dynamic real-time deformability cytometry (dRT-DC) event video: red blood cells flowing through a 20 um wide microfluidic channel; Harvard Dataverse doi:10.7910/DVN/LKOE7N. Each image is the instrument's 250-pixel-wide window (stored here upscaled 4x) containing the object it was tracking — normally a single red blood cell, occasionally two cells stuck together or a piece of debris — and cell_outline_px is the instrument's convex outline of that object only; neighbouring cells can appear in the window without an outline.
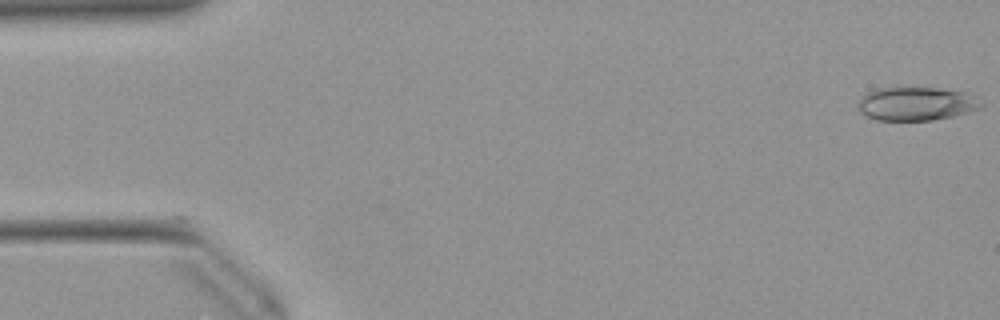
{"species": "Egyptian fruit bat (a non-hibernating species)", "species_latin": "Rousettus aegyptiacus", "temperature_condition": "warm", "stored_images_in_passage": 51, "camera_frame_rate_fps": 3000, "um_per_image_px": 0.085, "animal": {"sex": "female"}, "frame": {"image": 1, "passage_image": 1, "time_ms": 0.0, "image_size_px": [1000, 320], "cell_outline_px": [[984, 104], [980, 108], [968, 112], [952, 116], [932, 120], [876, 120], [864, 116], [856, 108], [856, 104], [860, 96], [864, 92], [876, 88], [936, 88], [964, 92], [972, 96]], "centroid_in_image_um": [77.77, 8.82], "position_along_channel_um": 7.2, "area_um2": 24.22}}
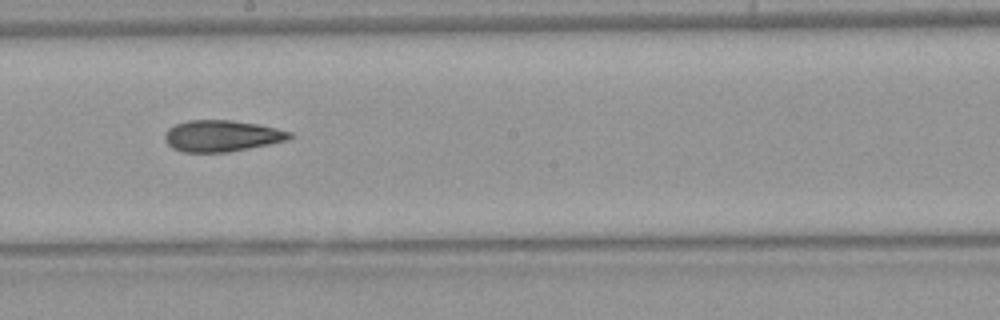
{"frame": {"image": 2, "passage_image": 28, "time_ms": 9.0, "image_size_px": [1000, 320], "cell_outline_px": [[292, 136], [288, 140], [228, 152], [184, 152], [172, 148], [168, 144], [164, 136], [168, 128], [176, 124], [188, 120], [232, 120], [256, 124], [276, 128], [292, 132]], "centroid_in_image_um": [18.84, 11.55], "position_along_channel_um": 229.4, "area_um2": 22.66}}
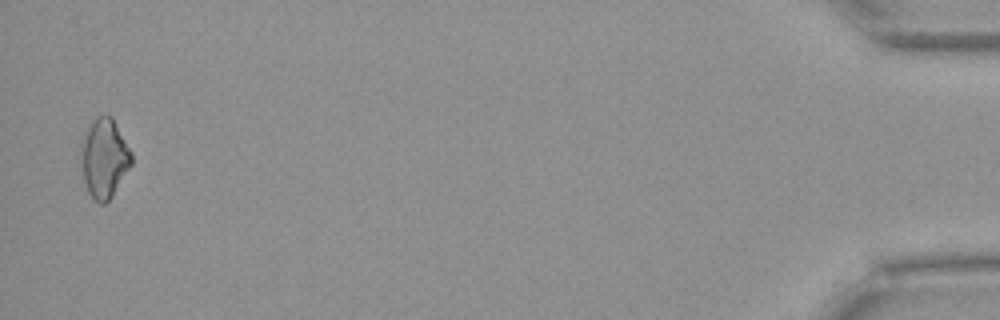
{"frame": {"image": 3, "passage_image": 50, "time_ms": 16.333, "image_size_px": [1000, 320], "cell_outline_px": [[132, 164], [112, 196], [104, 204], [100, 204], [88, 192], [84, 180], [80, 164], [80, 144], [84, 132], [92, 120], [96, 116], [112, 116], [132, 152]], "centroid_in_image_um": [8.84, 13.42], "position_along_channel_um": 426.4, "area_um2": 23.52}, "authors_computed_cell_mechanics": {"area_um2": 23.0044, "velocity_mm_per_s": 3.9797, "shape_relaxation_time_tau1_ms": 8.0336, "shape_relaxation_time_tau2_ms": 5.8649, "deformation_change_tau1": 0.1617, "deformation_change_tau2": 0.1512}}